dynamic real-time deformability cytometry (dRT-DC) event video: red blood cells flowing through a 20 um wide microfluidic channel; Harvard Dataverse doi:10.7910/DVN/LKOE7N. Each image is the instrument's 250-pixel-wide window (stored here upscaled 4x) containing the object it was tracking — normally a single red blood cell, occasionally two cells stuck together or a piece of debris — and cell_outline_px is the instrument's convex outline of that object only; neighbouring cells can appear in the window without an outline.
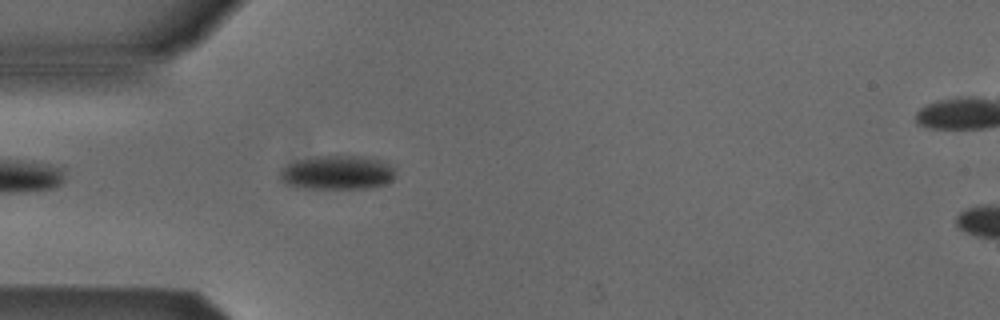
{"species": "Egyptian fruit bat (a non-hibernating species)", "species_latin": "Rousettus aegyptiacus", "temperature_condition": "cold", "stored_images_in_passage": 5, "segment_of_instrument_passage": [2, 2], "camera_frame_rate_fps": 3000, "um_per_image_px": 0.085, "animal": {"sex": "male"}, "frame": {"image": 1, "passage_image": 4, "time_ms": 1.0, "image_size_px": [1000, 320], "cell_outline_px": [[396, 176], [388, 184], [368, 188], [304, 188], [284, 184], [280, 180], [280, 168], [296, 160], [316, 156], [360, 156], [380, 160], [388, 164], [396, 172]], "centroid_in_image_um": [28.65, 14.67], "position_along_channel_um": 56.3, "area_um2": 23.06}}